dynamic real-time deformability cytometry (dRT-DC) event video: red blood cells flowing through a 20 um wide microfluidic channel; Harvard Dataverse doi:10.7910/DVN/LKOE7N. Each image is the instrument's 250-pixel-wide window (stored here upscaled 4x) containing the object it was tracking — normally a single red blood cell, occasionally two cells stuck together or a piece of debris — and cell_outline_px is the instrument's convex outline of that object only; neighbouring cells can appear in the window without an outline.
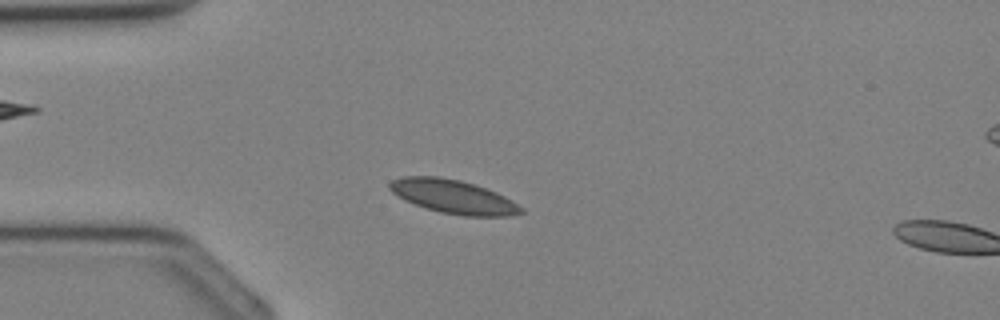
{"species": "Egyptian fruit bat (a non-hibernating species)", "species_latin": "Rousettus aegyptiacus", "temperature_condition": "cold", "stored_images_in_passage": 9, "camera_frame_rate_fps": 3000, "um_per_image_px": 0.085, "animal": {"sex": "female"}, "frame": {"image": 1, "passage_image": 7, "time_ms": 2.0, "image_size_px": [1000, 320], "cell_outline_px": [[524, 212], [508, 216], [464, 216], [440, 212], [424, 208], [404, 200], [392, 192], [388, 188], [388, 184], [392, 180], [400, 176], [440, 176], [460, 180], [496, 192], [512, 200], [524, 208]], "centroid_in_image_um": [38.5, 16.71], "position_along_channel_um": 46.5, "area_um2": 25.89}}